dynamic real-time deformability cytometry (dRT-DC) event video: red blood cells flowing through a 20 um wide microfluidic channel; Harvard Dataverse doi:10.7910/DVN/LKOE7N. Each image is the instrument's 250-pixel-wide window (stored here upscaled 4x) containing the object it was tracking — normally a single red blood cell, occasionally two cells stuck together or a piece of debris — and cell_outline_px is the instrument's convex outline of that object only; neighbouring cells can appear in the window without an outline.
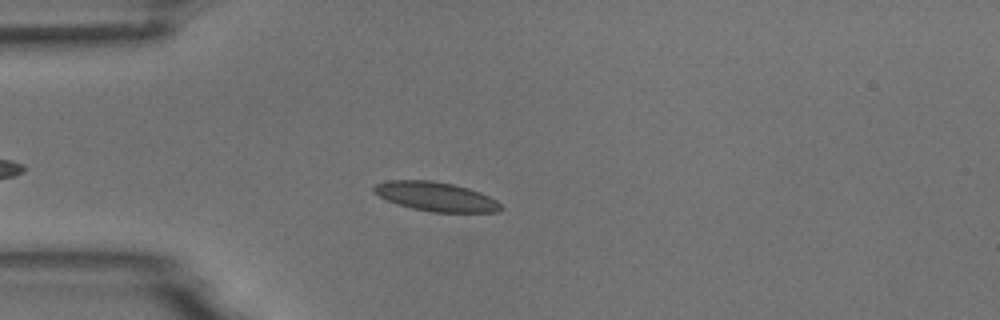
{"species": "common noctule bat (a hibernating species)", "species_latin": "Nyctalus noctula", "temperature_condition": "room temperature", "stored_images_in_passage": 46, "camera_frame_rate_fps": 3000, "um_per_image_px": 0.085, "animal": {"sex": "male", "body_mass_g": 18.8}, "frame": {"image": 1, "passage_image": 9, "time_ms": 2.667, "image_size_px": [1000, 320], "cell_outline_px": [[504, 208], [500, 212], [432, 212], [412, 208], [396, 204], [372, 192], [372, 188], [376, 184], [388, 180], [432, 180], [452, 184], [468, 188], [480, 192], [496, 200]], "centroid_in_image_um": [37.04, 16.71], "position_along_channel_um": 48.0, "area_um2": 21.62}}
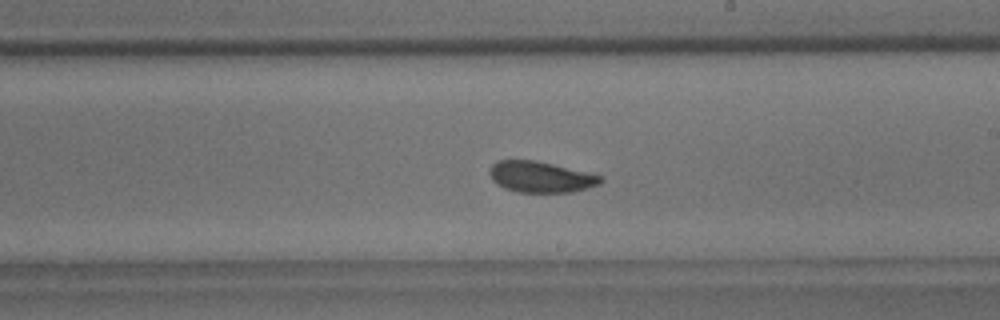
{"frame": {"image": 2, "passage_image": 26, "time_ms": 8.333, "image_size_px": [1000, 320], "cell_outline_px": [[604, 180], [600, 184], [588, 188], [572, 192], [516, 192], [504, 188], [496, 184], [492, 180], [488, 172], [492, 164], [496, 160], [536, 160], [588, 172], [604, 176]], "centroid_in_image_um": [45.96, 15.04], "position_along_channel_um": 243.0, "area_um2": 20.35}}
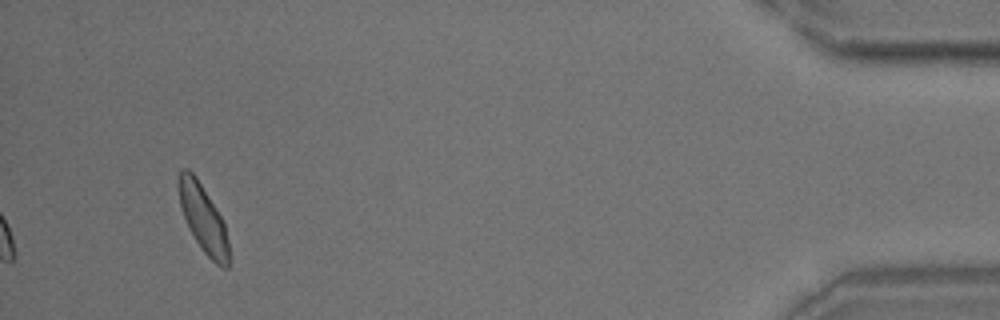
{"frame": {"image": 3, "passage_image": 46, "time_ms": 15.0, "image_size_px": [1000, 320], "cell_outline_px": [[228, 268], [224, 268], [216, 264], [204, 252], [196, 240], [180, 208], [176, 184], [176, 180], [180, 172], [184, 168], [188, 168], [196, 176], [216, 208], [224, 224], [228, 240]], "centroid_in_image_um": [17.23, 18.51], "position_along_channel_um": 418.0, "area_um2": 19.54}, "authors_computed_cell_mechanics": {"area_um2": 20.3745, "velocity_mm_per_s": 3.6993, "shape_relaxation_time_tau1_ms": 2.7694, "shape_relaxation_time_tau2_ms": 1.5676, "deformation_change_tau1": 0.094, "deformation_change_tau2": 0.0706}}